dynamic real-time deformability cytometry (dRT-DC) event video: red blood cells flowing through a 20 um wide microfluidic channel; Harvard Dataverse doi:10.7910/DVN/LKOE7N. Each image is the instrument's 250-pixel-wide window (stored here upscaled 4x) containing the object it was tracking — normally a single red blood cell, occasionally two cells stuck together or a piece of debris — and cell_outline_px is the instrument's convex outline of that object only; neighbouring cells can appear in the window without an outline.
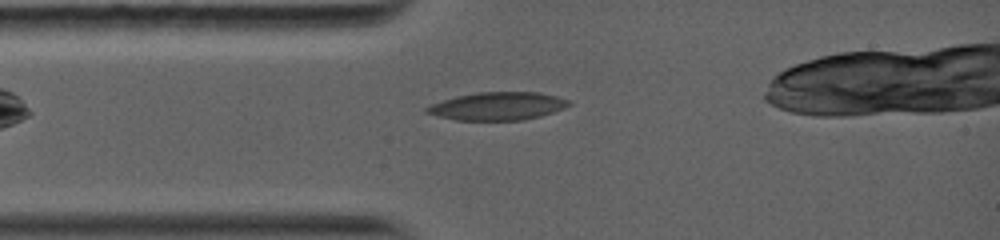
{"species": "common noctule bat (a hibernating species)", "species_latin": "Nyctalus noctula", "temperature_condition": "warm", "stored_images_in_passage": 13, "camera_frame_rate_fps": 5000, "um_per_image_px": 0.085, "animal": {"sex": "female", "body_mass_g": 19.0, "forearm_length_mm": 56.7}, "frame": {"image": 1, "passage_image": 2, "time_ms": 0.6, "image_size_px": [1000, 240], "cell_outline_px": [[572, 104], [564, 108], [540, 116], [524, 120], [456, 120], [424, 112], [424, 108], [432, 104], [456, 96], [476, 92], [536, 92], [556, 96], [568, 100]], "centroid_in_image_um": [42.3, 9.02], "position_along_channel_um": 42.7, "area_um2": 23.0}}
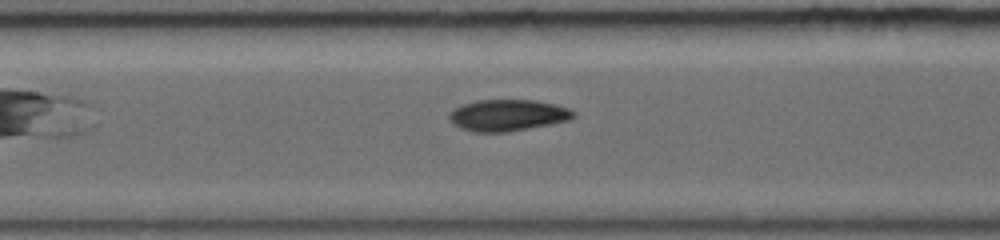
{"frame": {"image": 2, "passage_image": 7, "time_ms": 3.6, "image_size_px": [1000, 240], "cell_outline_px": [[576, 116], [572, 120], [508, 132], [472, 132], [460, 128], [448, 116], [456, 108], [464, 104], [476, 100], [536, 100], [556, 104], [568, 108], [576, 112]], "centroid_in_image_um": [43.23, 9.79], "position_along_channel_um": 164.2, "area_um2": 22.77}}
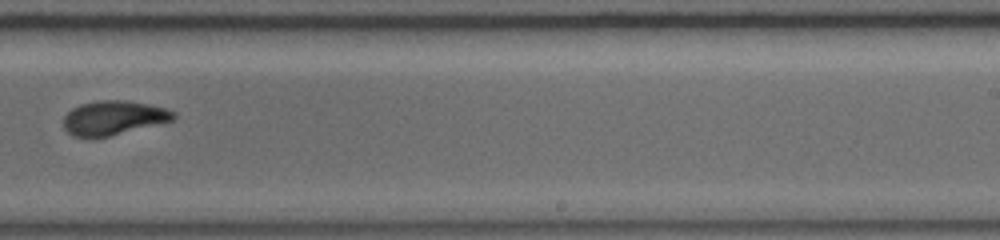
{"frame": {"image": 3, "passage_image": 11, "time_ms": 6.4, "image_size_px": [1000, 240], "cell_outline_px": [[176, 120], [108, 136], [72, 136], [64, 128], [64, 116], [72, 108], [80, 104], [96, 100], [128, 100], [148, 104], [164, 108], [176, 112]], "centroid_in_image_um": [9.68, 9.99], "position_along_channel_um": 279.3, "area_um2": 21.85}}